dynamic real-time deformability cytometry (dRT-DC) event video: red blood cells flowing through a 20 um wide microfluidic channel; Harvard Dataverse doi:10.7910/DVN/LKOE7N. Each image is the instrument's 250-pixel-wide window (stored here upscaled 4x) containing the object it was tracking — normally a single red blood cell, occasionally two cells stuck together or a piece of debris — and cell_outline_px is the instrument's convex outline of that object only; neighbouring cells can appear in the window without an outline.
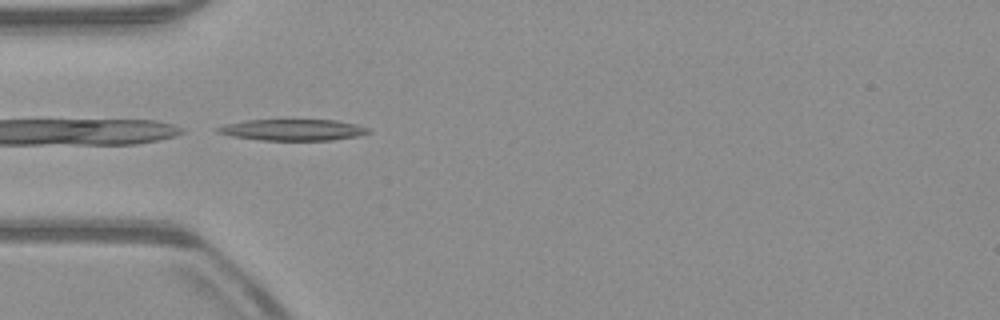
{"species": "common noctule bat (a hibernating species)", "species_latin": "Nyctalus noctula", "temperature_condition": "warm", "stored_images_in_passage": 36, "camera_frame_rate_fps": 3000, "um_per_image_px": 0.085, "animal": {"sex": "male", "body_mass_g": 23.1, "forearm_length_mm": 52.7}, "frame": {"image": 1, "passage_image": 1, "time_ms": 0.0, "image_size_px": [1000, 320], "cell_outline_px": [[372, 132], [356, 136], [332, 140], [260, 140], [232, 136], [216, 132], [216, 128], [224, 124], [244, 120], [336, 120], [356, 124], [368, 128]], "centroid_in_image_um": [24.87, 11.03], "position_along_channel_um": 60.1, "area_um2": 18.67}}
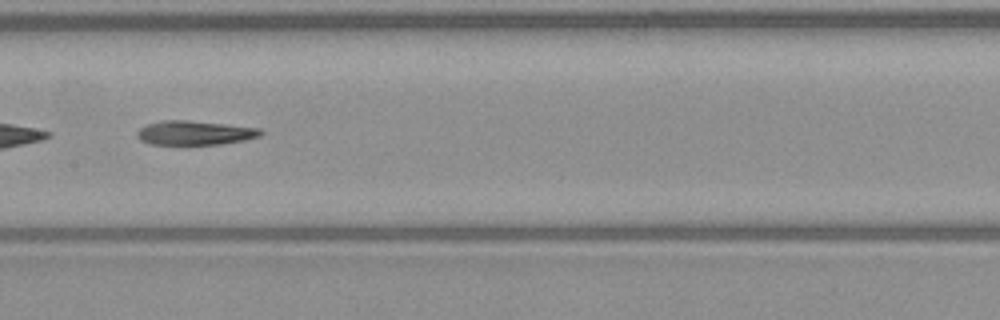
{"frame": {"image": 2, "passage_image": 11, "time_ms": 3.333, "image_size_px": [1000, 320], "cell_outline_px": [[264, 132], [260, 136], [244, 140], [220, 144], [148, 144], [140, 140], [136, 136], [136, 132], [144, 124], [164, 120], [188, 120], [260, 128]], "centroid_in_image_um": [16.51, 11.29], "position_along_channel_um": 190.9, "area_um2": 17.46}}
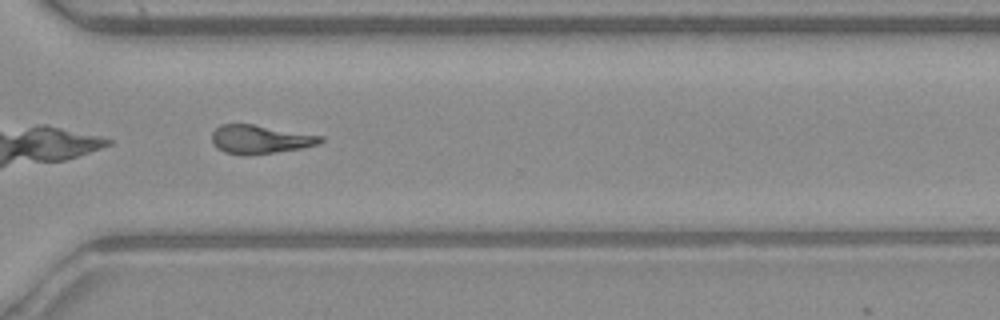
{"frame": {"image": 3, "passage_image": 23, "time_ms": 7.333, "image_size_px": [1000, 320], "cell_outline_px": [[324, 140], [316, 144], [304, 148], [272, 152], [224, 152], [216, 148], [212, 144], [212, 132], [220, 124], [252, 124], [324, 136]], "centroid_in_image_um": [22.12, 11.8], "position_along_channel_um": 348.5, "area_um2": 17.46}, "authors_computed_cell_mechanics": {"area_um2": 18.207, "velocity_mm_per_s": 3.9535, "shape_relaxation_time_tau1_ms": 5.9266, "shape_relaxation_time_tau2_ms": 6.7397, "deformation_change_tau1": 0.2357, "deformation_change_tau2": 0.2166}}